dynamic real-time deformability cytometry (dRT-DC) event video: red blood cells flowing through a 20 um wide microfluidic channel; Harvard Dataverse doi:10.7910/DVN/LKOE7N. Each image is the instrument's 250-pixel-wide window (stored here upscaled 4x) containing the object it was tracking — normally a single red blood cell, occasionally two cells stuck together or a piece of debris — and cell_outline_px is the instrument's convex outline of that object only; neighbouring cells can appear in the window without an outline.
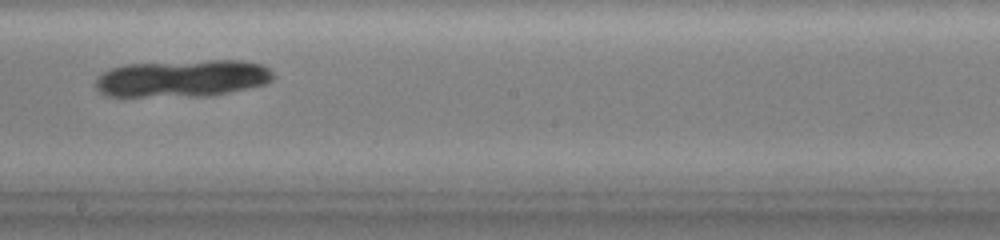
{"species": "common noctule bat (a hibernating species)", "species_latin": "Nyctalus noctula", "temperature_condition": "warm", "stored_images_in_passage": 24, "camera_frame_rate_fps": 3000, "um_per_image_px": 0.085, "animal": {"sex": "female", "body_mass_g": 19.0, "forearm_length_mm": 51.5}, "frame": {"image": 1, "passage_image": 17, "time_ms": 7.667, "image_size_px": [1000, 240], "cell_outline_px": [[276, 76], [272, 80], [264, 84], [228, 92], [196, 96], [108, 96], [100, 92], [96, 88], [96, 80], [104, 72], [112, 68], [124, 64], [212, 60], [244, 60], [264, 64], [276, 72]], "centroid_in_image_um": [15.57, 6.64], "position_along_channel_um": 232.6, "area_um2": 38.38}}
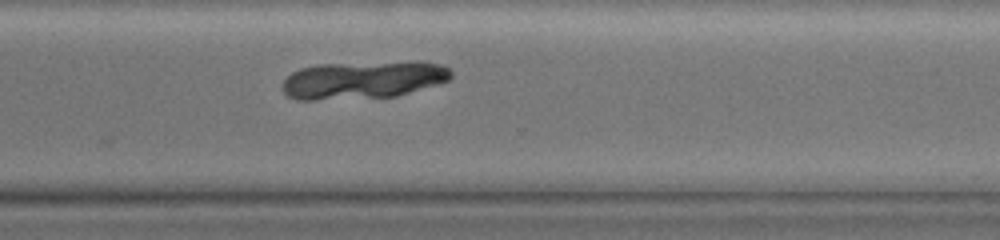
{"frame": {"image": 2, "passage_image": 24, "time_ms": 10.667, "image_size_px": [1000, 240], "cell_outline_px": [[452, 80], [440, 84], [396, 96], [312, 100], [296, 100], [288, 96], [284, 92], [284, 80], [292, 72], [300, 68], [316, 64], [440, 64], [448, 68], [452, 72]], "centroid_in_image_um": [30.81, 6.84], "position_along_channel_um": 339.8, "area_um2": 35.89}}